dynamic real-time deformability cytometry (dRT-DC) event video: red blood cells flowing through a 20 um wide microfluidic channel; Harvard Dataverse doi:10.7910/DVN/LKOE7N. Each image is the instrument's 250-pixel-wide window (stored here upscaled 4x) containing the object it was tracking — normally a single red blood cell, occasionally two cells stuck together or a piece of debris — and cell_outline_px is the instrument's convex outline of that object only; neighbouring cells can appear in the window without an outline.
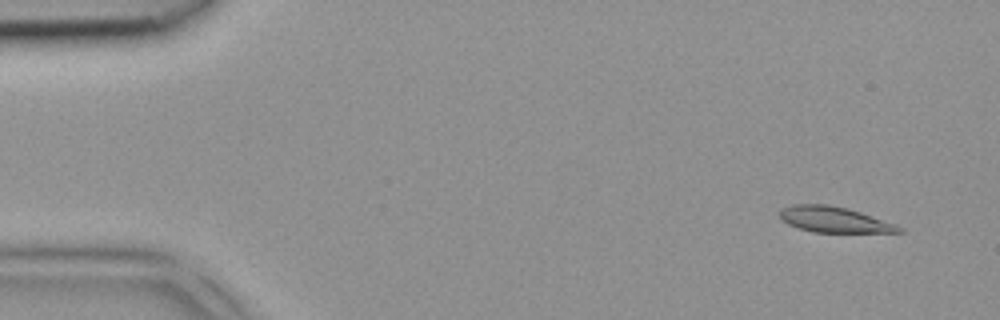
{"species": "common noctule bat (a hibernating species)", "species_latin": "Nyctalus noctula", "temperature_condition": "room temperature", "stored_images_in_passage": 2, "camera_frame_rate_fps": 3000, "um_per_image_px": 0.085, "animal": {"sex": "female", "body_mass_g": 18.4}, "frame": {"image": 1, "passage_image": 2, "time_ms": 0.333, "image_size_px": [1000, 320], "cell_outline_px": [[904, 232], [812, 232], [788, 224], [780, 220], [780, 208], [792, 204], [828, 204], [848, 208], [896, 224], [904, 228]], "centroid_in_image_um": [70.88, 18.65], "position_along_channel_um": 14.1, "area_um2": 17.92}}